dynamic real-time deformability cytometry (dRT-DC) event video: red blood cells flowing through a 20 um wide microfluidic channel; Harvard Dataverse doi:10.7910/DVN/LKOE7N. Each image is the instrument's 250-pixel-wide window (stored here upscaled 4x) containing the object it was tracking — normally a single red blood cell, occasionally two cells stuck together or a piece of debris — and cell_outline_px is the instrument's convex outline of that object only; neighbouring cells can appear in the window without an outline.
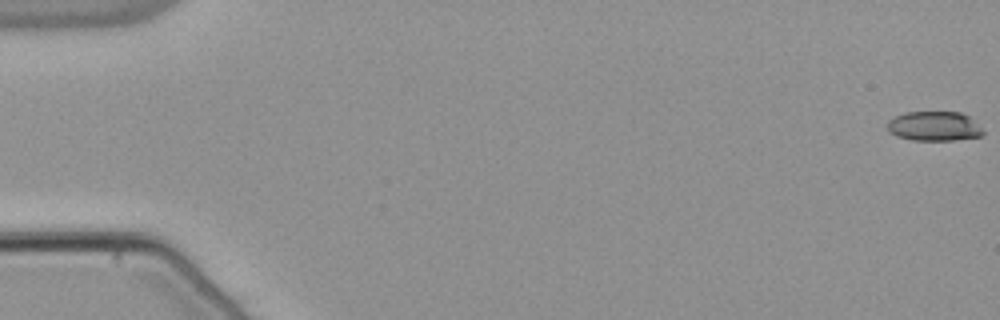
{"species": "common noctule bat (a hibernating species)", "species_latin": "Nyctalus noctula", "temperature_condition": "warm", "stored_images_in_passage": 55, "camera_frame_rate_fps": 3000, "um_per_image_px": 0.085, "animal": {"sex": "male", "body_mass_g": 21.5, "forearm_length_mm": 52.0}, "frame": {"image": 1, "passage_image": 1, "time_ms": 0.0, "image_size_px": [1000, 320], "cell_outline_px": [[984, 136], [956, 140], [912, 140], [896, 136], [888, 132], [888, 120], [904, 112], [960, 112], [968, 116], [984, 132]], "centroid_in_image_um": [79.39, 10.73], "position_along_channel_um": 5.6, "area_um2": 16.47}}
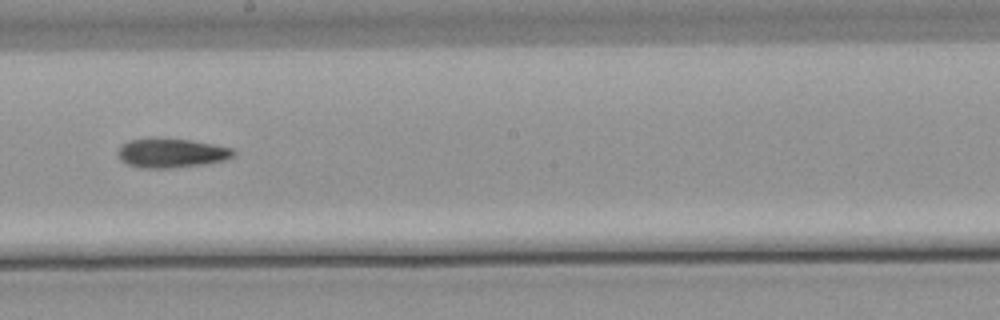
{"frame": {"image": 2, "passage_image": 32, "time_ms": 10.333, "image_size_px": [1000, 320], "cell_outline_px": [[236, 152], [228, 160], [208, 164], [172, 168], [140, 168], [128, 164], [120, 160], [116, 152], [128, 140], [156, 136], [188, 140], [212, 144], [232, 148]], "centroid_in_image_um": [14.56, 13.0], "position_along_channel_um": 233.6, "area_um2": 20.17}}
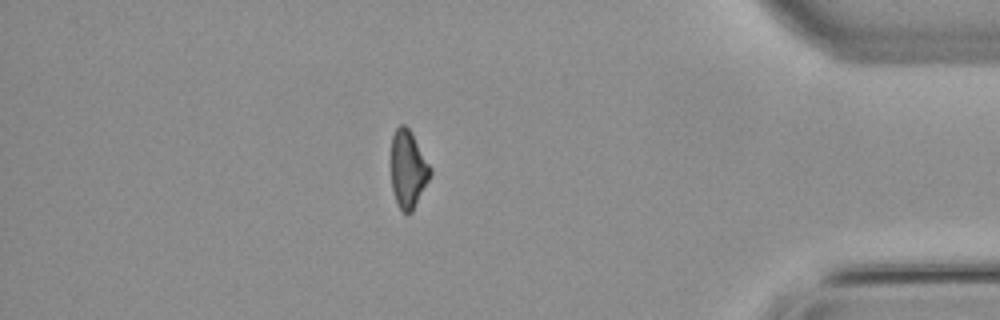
{"frame": {"image": 3, "passage_image": 48, "time_ms": 15.667, "image_size_px": [1000, 320], "cell_outline_px": [[432, 172], [412, 212], [404, 212], [400, 208], [396, 200], [392, 188], [392, 136], [396, 128], [400, 124], [404, 124], [412, 132], [432, 168]], "centroid_in_image_um": [34.7, 14.34], "position_along_channel_um": 400.5, "area_um2": 17.46}, "authors_computed_cell_mechanics": {"area_um2": 18.496, "velocity_mm_per_s": 3.8479, "shape_relaxation_time_tau1_ms": 11.3242, "shape_relaxation_time_tau2_ms": null, "deformation_change_tau1": 0.2366, "deformation_change_tau2": null}}